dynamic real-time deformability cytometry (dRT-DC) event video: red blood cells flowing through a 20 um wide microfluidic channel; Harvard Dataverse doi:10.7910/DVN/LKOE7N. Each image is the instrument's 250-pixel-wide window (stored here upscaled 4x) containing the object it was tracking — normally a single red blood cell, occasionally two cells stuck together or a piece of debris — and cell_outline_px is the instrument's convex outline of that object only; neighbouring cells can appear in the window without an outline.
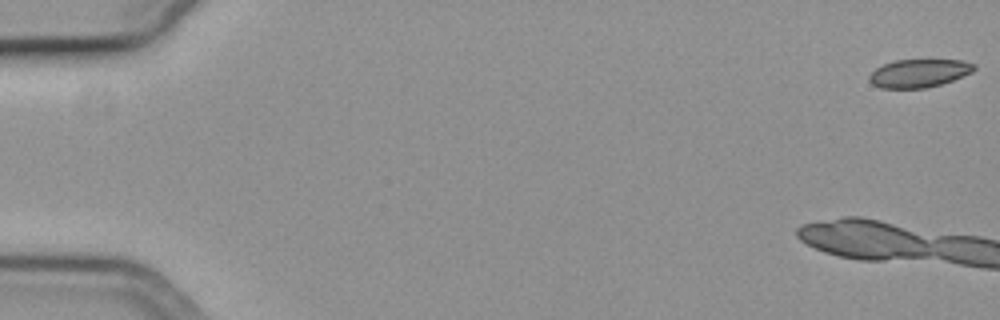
{"species": "common noctule bat (a hibernating species)", "species_latin": "Nyctalus noctula", "temperature_condition": "cold", "stored_images_in_passage": 8, "camera_frame_rate_fps": 3000, "um_per_image_px": 0.085, "animal": {"sex": "female", "body_mass_g": 19.3, "forearm_length_mm": 54.1}, "frame": {"image": 1, "passage_image": 1, "time_ms": 0.0, "image_size_px": [1000, 320], "cell_outline_px": [[976, 68], [972, 72], [952, 80], [940, 84], [924, 88], [880, 88], [872, 84], [868, 80], [868, 76], [876, 68], [884, 64], [896, 60], [960, 60], [976, 64]], "centroid_in_image_um": [78.1, 6.22], "position_along_channel_um": 6.9, "area_um2": 17.11}}